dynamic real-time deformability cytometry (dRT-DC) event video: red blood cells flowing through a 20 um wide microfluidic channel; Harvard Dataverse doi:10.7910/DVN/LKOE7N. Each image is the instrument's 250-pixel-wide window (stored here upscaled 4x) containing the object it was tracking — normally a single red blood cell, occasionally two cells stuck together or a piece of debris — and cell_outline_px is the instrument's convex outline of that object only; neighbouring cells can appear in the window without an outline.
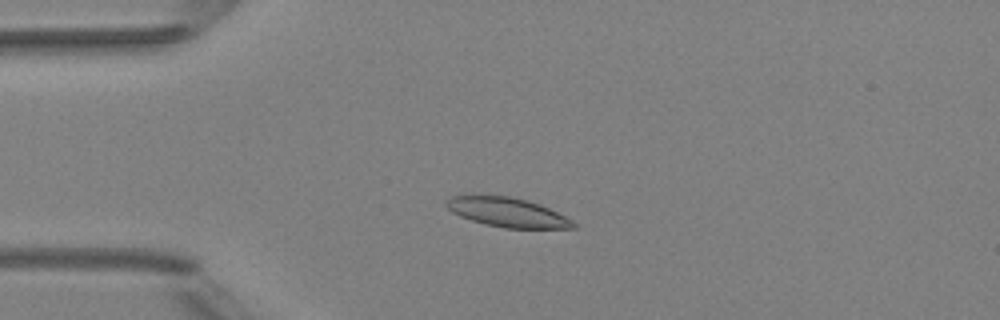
{"species": "Egyptian fruit bat (a non-hibernating species)", "species_latin": "Rousettus aegyptiacus", "temperature_condition": "room temperature", "stored_images_in_passage": 6, "camera_frame_rate_fps": 3000, "um_per_image_px": 0.085, "animal": {"sex": "female"}, "frame": {"image": 1, "passage_image": 3, "time_ms": 2.333, "image_size_px": [1000, 320], "cell_outline_px": [[576, 228], [504, 228], [484, 224], [460, 216], [452, 212], [444, 204], [444, 200], [452, 196], [508, 196], [540, 204], [572, 220], [576, 224]], "centroid_in_image_um": [43.1, 18.06], "position_along_channel_um": 41.9, "area_um2": 21.39}}
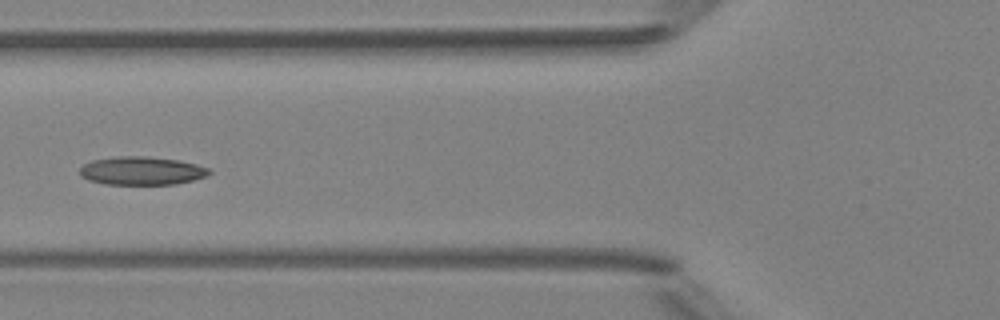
{"frame": {"image": 2, "passage_image": 5, "time_ms": 4.667, "image_size_px": [1000, 320], "cell_outline_px": [[212, 172], [208, 176], [176, 184], [104, 184], [88, 180], [80, 176], [80, 168], [84, 164], [92, 160], [120, 156], [148, 156], [180, 160], [196, 164], [208, 168]], "centroid_in_image_um": [12.05, 14.51], "position_along_channel_um": 113.7, "area_um2": 21.44}}
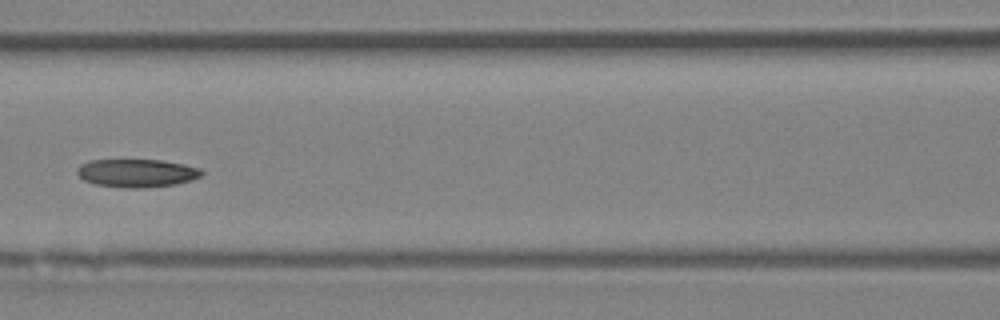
{"frame": {"image": 3, "passage_image": 6, "time_ms": 5.667, "image_size_px": [1000, 320], "cell_outline_px": [[204, 172], [200, 176], [192, 180], [176, 184], [144, 188], [128, 188], [96, 184], [84, 180], [76, 172], [76, 168], [80, 164], [88, 160], [160, 160], [184, 164], [200, 168]], "centroid_in_image_um": [11.62, 14.71], "position_along_channel_um": 155.0, "area_um2": 20.46}}